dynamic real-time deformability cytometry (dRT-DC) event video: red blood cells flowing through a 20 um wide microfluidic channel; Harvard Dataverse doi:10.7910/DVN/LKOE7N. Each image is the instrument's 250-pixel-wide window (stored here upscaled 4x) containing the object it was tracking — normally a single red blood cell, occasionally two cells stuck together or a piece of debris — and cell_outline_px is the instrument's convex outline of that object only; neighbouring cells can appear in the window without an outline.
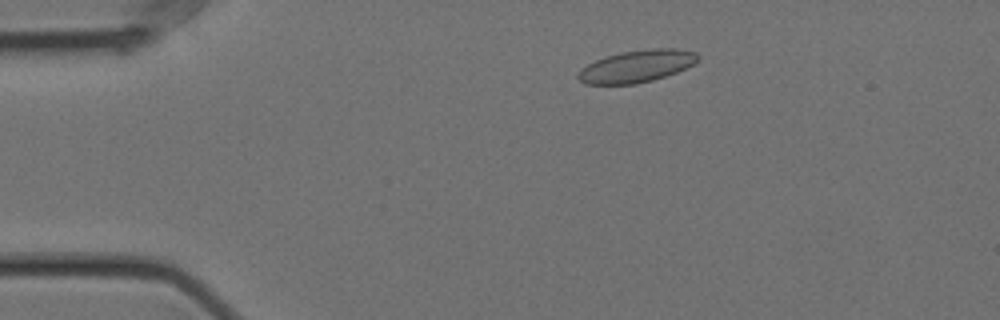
{"species": "Egyptian fruit bat (a non-hibernating species)", "species_latin": "Rousettus aegyptiacus", "temperature_condition": "cold", "stored_images_in_passage": 49, "camera_frame_rate_fps": 3000, "um_per_image_px": 0.085, "animal": {"sex": "female"}, "frame": {"image": 1, "passage_image": 3, "time_ms": 0.667, "image_size_px": [1000, 320], "cell_outline_px": [[700, 60], [676, 72], [652, 80], [636, 84], [584, 84], [576, 76], [580, 68], [596, 60], [620, 52], [652, 48], [676, 48], [696, 52], [700, 56]], "centroid_in_image_um": [54.12, 5.62], "position_along_channel_um": 30.9, "area_um2": 22.43}}
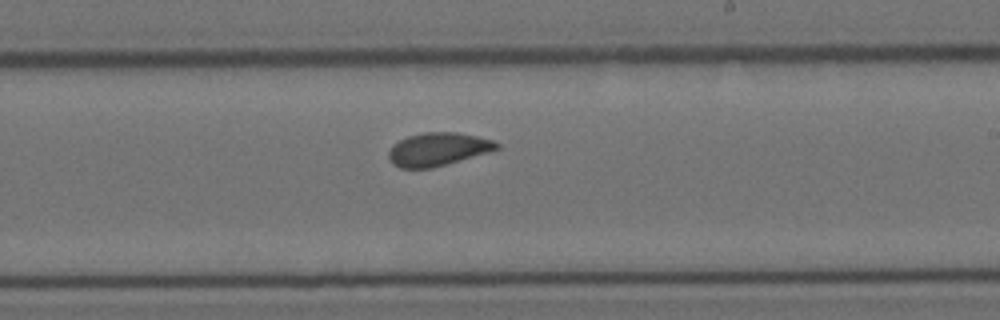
{"frame": {"image": 2, "passage_image": 26, "time_ms": 8.333, "image_size_px": [1000, 320], "cell_outline_px": [[500, 148], [488, 152], [432, 168], [400, 168], [392, 164], [388, 156], [388, 152], [392, 144], [408, 136], [424, 132], [456, 132], [476, 136], [492, 140], [500, 144]], "centroid_in_image_um": [37.19, 12.68], "position_along_channel_um": 251.8, "area_um2": 20.81}}
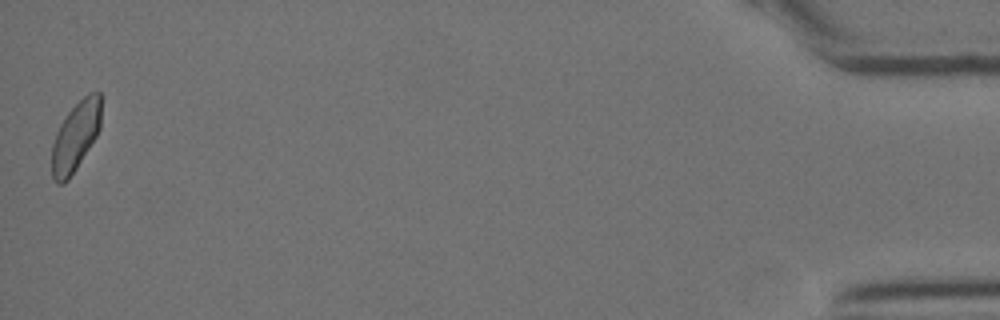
{"frame": {"image": 3, "passage_image": 49, "time_ms": 16.0, "image_size_px": [1000, 320], "cell_outline_px": [[100, 128], [96, 136], [76, 168], [68, 180], [64, 184], [56, 184], [52, 176], [52, 144], [56, 132], [60, 124], [68, 112], [88, 92], [100, 92]], "centroid_in_image_um": [6.4, 11.61], "position_along_channel_um": 428.8, "area_um2": 19.71}, "authors_computed_cell_mechanics": {"area_um2": 20.8658, "velocity_mm_per_s": 3.5344, "shape_relaxation_time_tau1_ms": null, "shape_relaxation_time_tau2_ms": 0.897, "deformation_change_tau1": null, "deformation_change_tau2": 0.056}}